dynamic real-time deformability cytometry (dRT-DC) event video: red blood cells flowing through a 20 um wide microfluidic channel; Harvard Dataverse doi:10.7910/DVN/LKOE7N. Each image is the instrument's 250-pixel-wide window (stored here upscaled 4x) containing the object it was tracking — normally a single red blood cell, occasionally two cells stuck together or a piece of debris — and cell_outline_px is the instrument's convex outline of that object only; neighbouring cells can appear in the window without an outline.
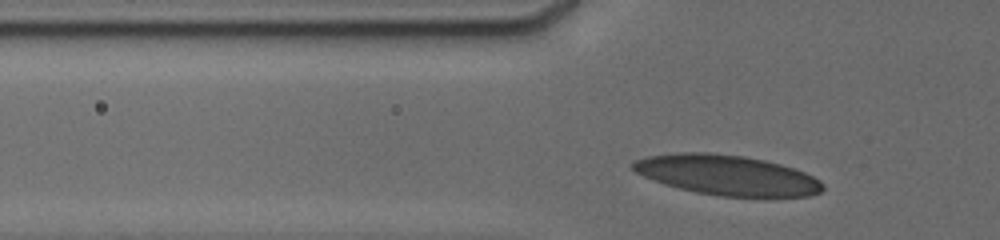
{"species": "human", "species_latin": "Homo sapiens", "temperature_condition": "cold", "stored_images_in_passage": 32, "camera_frame_rate_fps": 3000, "um_per_image_px": 0.085, "donor": {"sex": "male"}, "frame": {"image": 1, "passage_image": 7, "time_ms": 2.333, "image_size_px": [1000, 240], "cell_outline_px": [[824, 188], [820, 192], [812, 196], [720, 196], [696, 192], [664, 184], [644, 176], [636, 172], [628, 164], [636, 160], [648, 156], [676, 152], [708, 152], [744, 156], [764, 160], [780, 164], [804, 172], [820, 180], [824, 184]], "centroid_in_image_um": [61.78, 14.87], "position_along_channel_um": 64.0, "area_um2": 44.16}}
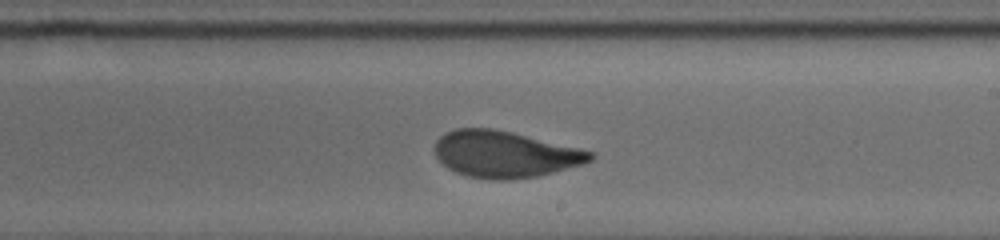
{"frame": {"image": 2, "passage_image": 21, "time_ms": 7.333, "image_size_px": [1000, 240], "cell_outline_px": [[596, 156], [592, 160], [580, 164], [552, 172], [536, 176], [508, 180], [496, 180], [468, 176], [456, 172], [448, 168], [436, 156], [436, 140], [440, 136], [456, 128], [492, 128], [512, 132], [580, 148], [592, 152]], "centroid_in_image_um": [42.91, 13.1], "position_along_channel_um": 246.1, "area_um2": 41.73}}
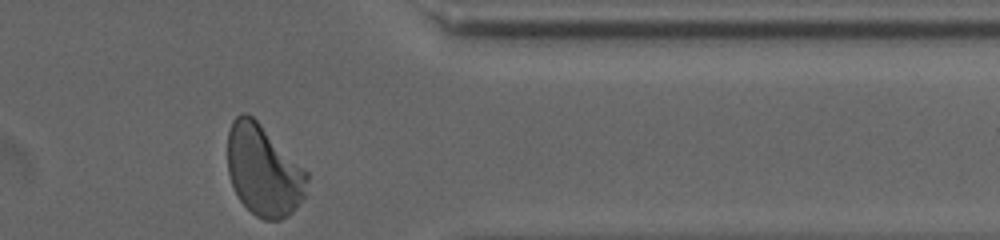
{"frame": {"image": 3, "passage_image": 32, "time_ms": 11.333, "image_size_px": [1000, 240], "cell_outline_px": [[308, 180], [304, 196], [296, 208], [288, 216], [280, 220], [264, 220], [256, 216], [240, 200], [232, 184], [228, 172], [228, 132], [232, 120], [236, 116], [244, 112], [252, 116], [308, 172]], "centroid_in_image_um": [22.4, 14.5], "position_along_channel_um": 389.0, "area_um2": 41.79}, "authors_computed_cell_mechanics": {"area_um2": 41.9917, "velocity_mm_per_s": 3.7851, "shape_relaxation_time_tau1_ms": 4.3835, "shape_relaxation_time_tau2_ms": 0.9064, "deformation_change_tau1": 0.1587, "deformation_change_tau2": 0.0582}}